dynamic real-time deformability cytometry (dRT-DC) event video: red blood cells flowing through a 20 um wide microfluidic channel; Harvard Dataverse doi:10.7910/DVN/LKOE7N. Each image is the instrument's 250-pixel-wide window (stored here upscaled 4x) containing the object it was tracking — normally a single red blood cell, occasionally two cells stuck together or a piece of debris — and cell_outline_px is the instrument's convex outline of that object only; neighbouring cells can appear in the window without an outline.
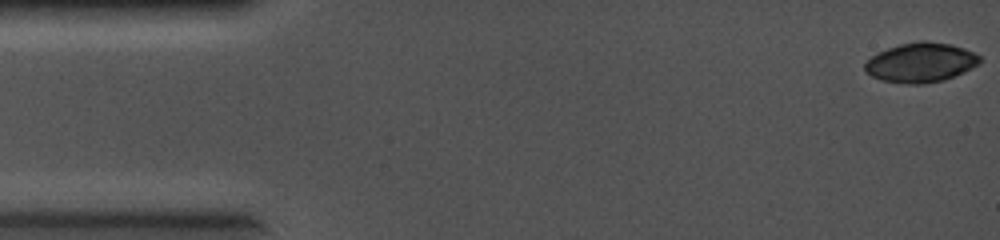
{"species": "common noctule bat (a hibernating species)", "species_latin": "Nyctalus noctula", "temperature_condition": "cold", "stored_images_in_passage": 10, "camera_frame_rate_fps": 5000, "um_per_image_px": 0.085, "animal": {"sex": "female", "body_mass_g": 19.0, "forearm_length_mm": 56.7}, "frame": {"image": 1, "passage_image": 1, "time_ms": 0.0, "image_size_px": [1000, 240], "cell_outline_px": [[980, 64], [964, 72], [944, 80], [924, 84], [908, 84], [880, 80], [872, 76], [864, 68], [864, 64], [876, 52], [900, 44], [920, 40], [928, 40], [952, 44], [964, 48], [980, 56]], "centroid_in_image_um": [78.27, 5.31], "position_along_channel_um": 6.7, "area_um2": 26.65}}